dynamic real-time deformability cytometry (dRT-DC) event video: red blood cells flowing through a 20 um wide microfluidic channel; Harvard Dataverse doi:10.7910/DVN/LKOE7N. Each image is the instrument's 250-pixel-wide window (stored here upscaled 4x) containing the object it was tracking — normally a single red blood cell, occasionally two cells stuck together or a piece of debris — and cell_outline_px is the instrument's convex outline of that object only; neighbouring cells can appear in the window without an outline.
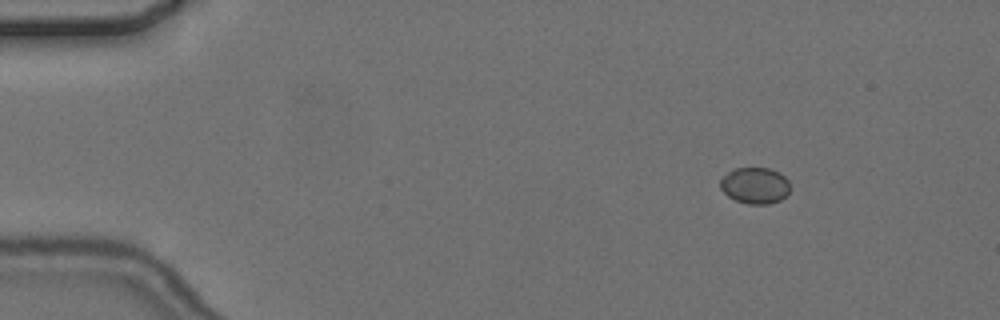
{"species": "common noctule bat (a hibernating species)", "species_latin": "Nyctalus noctula", "temperature_condition": "cold", "stored_images_in_passage": 5, "camera_frame_rate_fps": 3000, "um_per_image_px": 0.085, "animal": {"sex": "female", "body_mass_g": 24.6, "forearm_length_mm": 56.2}, "frame": {"image": 1, "passage_image": 1, "time_ms": 0.0, "image_size_px": [1000, 320], "cell_outline_px": [[792, 188], [780, 200], [768, 204], [748, 204], [736, 200], [728, 196], [720, 188], [720, 180], [732, 168], [768, 168], [780, 172], [788, 180]], "centroid_in_image_um": [64.19, 15.76], "position_along_channel_um": 20.8, "area_um2": 14.85}}
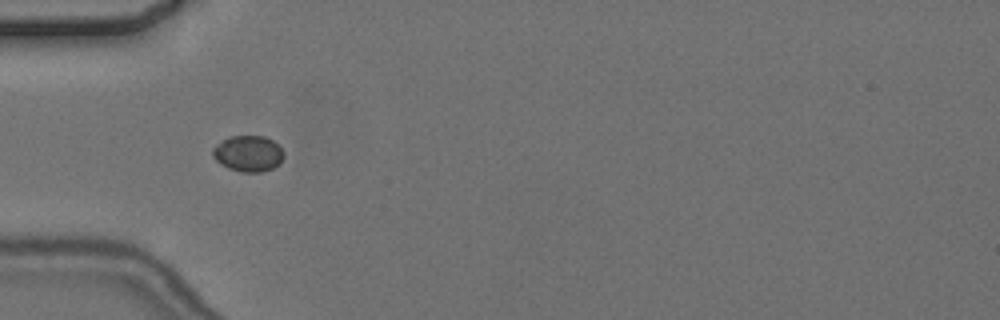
{"frame": {"image": 2, "passage_image": 4, "time_ms": 3.667, "image_size_px": [1000, 320], "cell_outline_px": [[284, 156], [280, 164], [272, 168], [260, 172], [240, 172], [228, 168], [220, 164], [212, 156], [212, 148], [216, 144], [232, 136], [264, 136], [272, 140], [284, 152]], "centroid_in_image_um": [21.09, 13.06], "position_along_channel_um": 63.9, "area_um2": 14.91}}